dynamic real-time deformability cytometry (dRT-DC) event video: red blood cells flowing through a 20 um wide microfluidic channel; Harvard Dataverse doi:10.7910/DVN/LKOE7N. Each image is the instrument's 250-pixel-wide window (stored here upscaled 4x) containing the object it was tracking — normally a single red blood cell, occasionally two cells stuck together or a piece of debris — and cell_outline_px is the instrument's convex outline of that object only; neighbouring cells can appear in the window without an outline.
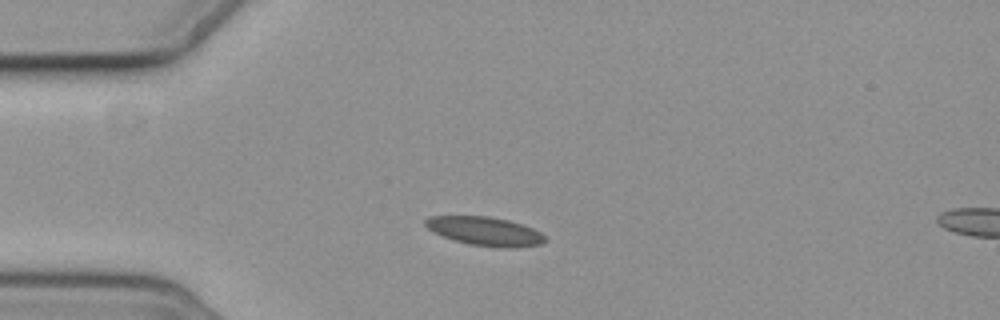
{"species": "common noctule bat (a hibernating species)", "species_latin": "Nyctalus noctula", "temperature_condition": "cold", "stored_images_in_passage": 14, "segment_of_instrument_passage": [1, 2], "camera_frame_rate_fps": 3000, "um_per_image_px": 0.085, "animal": {"sex": "female", "body_mass_g": 19.3, "forearm_length_mm": 54.1}, "frame": {"image": 1, "passage_image": 2, "time_ms": 2.0, "image_size_px": [1000, 320], "cell_outline_px": [[548, 240], [540, 244], [516, 248], [496, 248], [468, 244], [444, 236], [428, 228], [424, 224], [424, 220], [428, 216], [488, 216], [508, 220], [532, 228], [548, 236]], "centroid_in_image_um": [41.27, 19.66], "position_along_channel_um": 43.7, "area_um2": 20.11}}
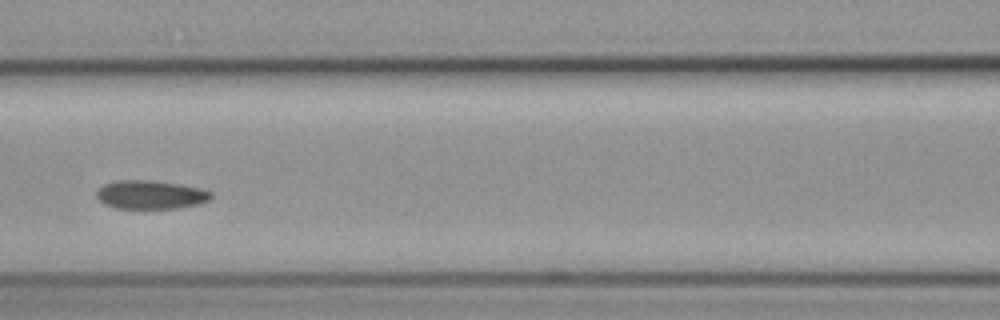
{"frame": {"image": 2, "passage_image": 5, "time_ms": 5.667, "image_size_px": [1000, 320], "cell_outline_px": [[212, 196], [208, 200], [200, 204], [180, 208], [116, 208], [104, 204], [96, 196], [96, 188], [104, 184], [116, 180], [152, 180], [204, 188], [212, 192]], "centroid_in_image_um": [12.8, 16.54], "position_along_channel_um": 153.8, "area_um2": 19.31}}
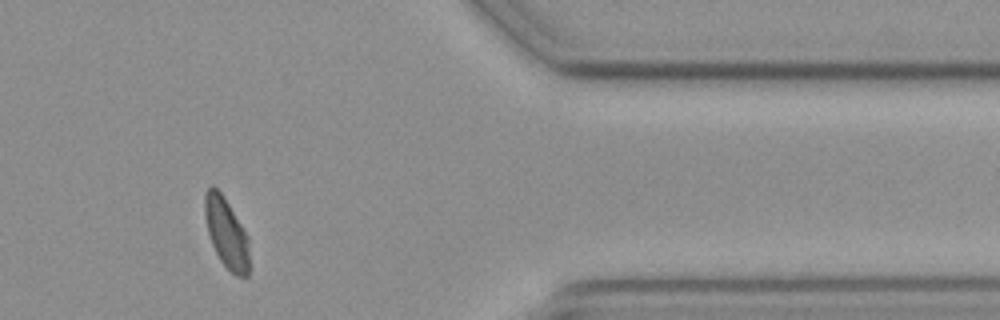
{"frame": {"image": 3, "passage_image": 11, "time_ms": 13.0, "image_size_px": [1000, 320], "cell_outline_px": [[248, 276], [236, 276], [220, 260], [212, 244], [208, 232], [204, 212], [204, 192], [212, 184], [220, 192], [228, 204], [248, 236]], "centroid_in_image_um": [19.22, 19.78], "position_along_channel_um": 392.2, "area_um2": 17.8}}